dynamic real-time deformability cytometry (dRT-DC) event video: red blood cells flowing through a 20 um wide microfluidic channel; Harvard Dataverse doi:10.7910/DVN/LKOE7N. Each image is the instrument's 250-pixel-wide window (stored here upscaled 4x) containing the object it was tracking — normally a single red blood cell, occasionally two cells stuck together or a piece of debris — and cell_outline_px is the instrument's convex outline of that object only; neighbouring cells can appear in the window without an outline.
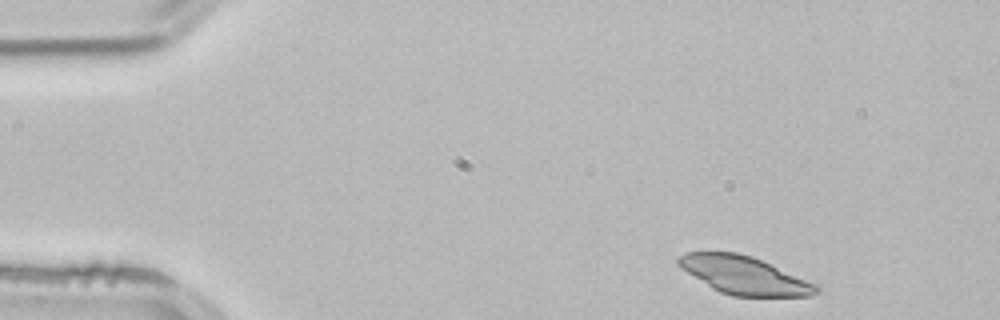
{"species": "common noctule bat (a hibernating species)", "species_latin": "Nyctalus noctula", "temperature_condition": "room temperature", "stored_images_in_passage": 47, "camera_frame_rate_fps": 3000, "um_per_image_px": 0.085, "animal": {"sex": "male", "body_mass_g": 21.5, "forearm_length_mm": 52.0}, "frame": {"image": 1, "passage_image": 1, "time_ms": 0.0, "image_size_px": [1000, 320], "cell_outline_px": [[820, 292], [812, 296], [732, 296], [720, 292], [712, 288], [680, 268], [676, 264], [676, 256], [684, 252], [736, 252], [752, 256], [820, 284]], "centroid_in_image_um": [63.28, 23.39], "position_along_channel_um": 21.7, "area_um2": 30.92}}